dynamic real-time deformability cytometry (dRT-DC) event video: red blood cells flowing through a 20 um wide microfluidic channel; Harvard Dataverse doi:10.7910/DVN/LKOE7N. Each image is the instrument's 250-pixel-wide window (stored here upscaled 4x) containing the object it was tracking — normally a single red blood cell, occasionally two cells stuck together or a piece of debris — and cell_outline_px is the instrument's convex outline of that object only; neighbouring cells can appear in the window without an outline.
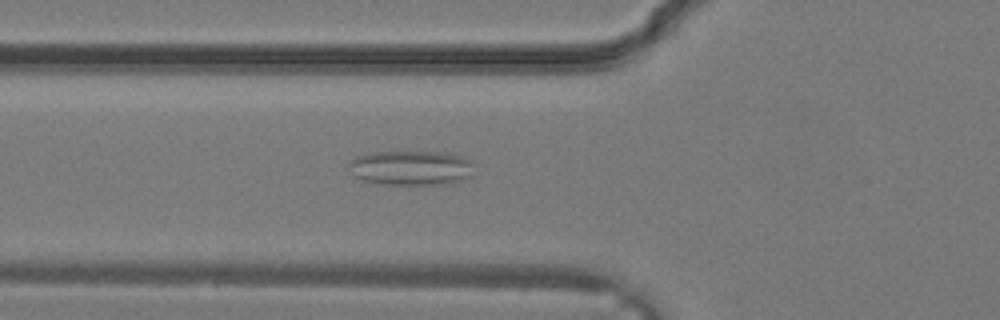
{"species": "common noctule bat (a hibernating species)", "species_latin": "Nyctalus noctula", "temperature_condition": "warm", "stored_images_in_passage": 14, "camera_frame_rate_fps": 3000, "um_per_image_px": 0.085, "animal": {"sex": "male", "body_mass_g": 19.2, "forearm_length_mm": 51.8}, "frame": {"image": 1, "passage_image": 12, "time_ms": 3.667, "image_size_px": [1000, 320], "cell_outline_px": [[472, 160], [468, 176], [460, 180], [444, 184], [380, 184], [364, 180], [356, 176], [348, 168], [348, 164], [356, 156], [368, 152], [448, 152]], "centroid_in_image_um": [34.88, 14.25], "position_along_channel_um": 90.9, "area_um2": 25.03}}